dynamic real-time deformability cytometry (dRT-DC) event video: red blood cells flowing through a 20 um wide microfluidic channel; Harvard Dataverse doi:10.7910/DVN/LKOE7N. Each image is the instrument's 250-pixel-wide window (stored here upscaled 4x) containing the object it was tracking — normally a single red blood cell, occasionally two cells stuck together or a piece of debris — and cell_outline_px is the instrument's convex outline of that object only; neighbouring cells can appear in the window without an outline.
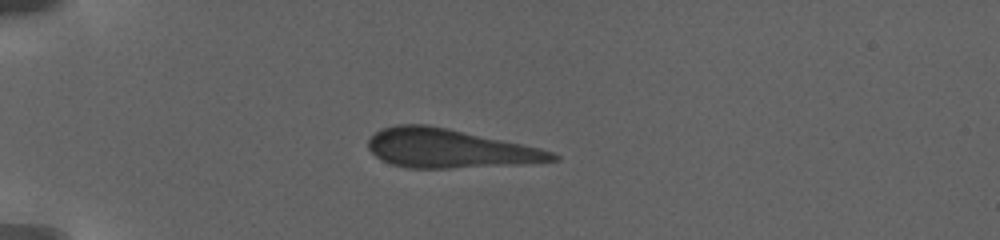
{"species": "human", "species_latin": "Homo sapiens", "temperature_condition": "warm", "stored_images_in_passage": 9, "camera_frame_rate_fps": 3000, "um_per_image_px": 0.085, "donor": {"sex": "female"}, "frame": {"image": 1, "passage_image": 1, "time_ms": 0.0, "image_size_px": [1000, 240], "cell_outline_px": [[560, 160], [524, 164], [452, 168], [408, 168], [392, 164], [376, 156], [368, 148], [368, 140], [376, 132], [384, 128], [396, 124], [424, 124], [444, 128], [520, 144], [552, 152], [560, 156]], "centroid_in_image_um": [38.17, 12.64], "position_along_channel_um": 46.8, "area_um2": 40.98}}